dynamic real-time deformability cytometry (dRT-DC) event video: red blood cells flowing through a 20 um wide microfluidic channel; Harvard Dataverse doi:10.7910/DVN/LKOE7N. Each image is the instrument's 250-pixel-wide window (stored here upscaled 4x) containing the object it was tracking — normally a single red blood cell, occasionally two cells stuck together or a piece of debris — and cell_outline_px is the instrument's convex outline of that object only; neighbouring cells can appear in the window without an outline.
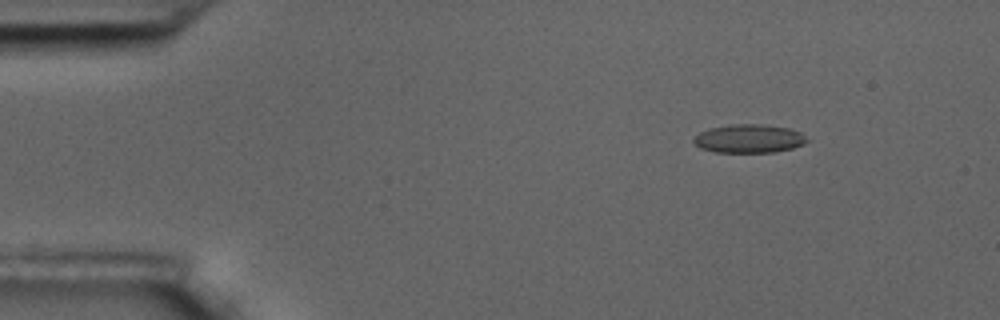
{"species": "common noctule bat (a hibernating species)", "species_latin": "Nyctalus noctula", "temperature_condition": "room temperature", "stored_images_in_passage": 58, "camera_frame_rate_fps": 3000, "um_per_image_px": 0.085, "animal": {"sex": "male", "body_mass_g": 17.5, "forearm_length_mm": 52.3}, "frame": {"image": 1, "passage_image": 8, "time_ms": 2.333, "image_size_px": [1000, 320], "cell_outline_px": [[808, 140], [804, 144], [792, 148], [772, 152], [716, 152], [700, 148], [692, 140], [700, 132], [708, 128], [728, 124], [760, 124], [792, 128], [800, 132]], "centroid_in_image_um": [63.66, 11.77], "position_along_channel_um": 21.3, "area_um2": 18.84}}
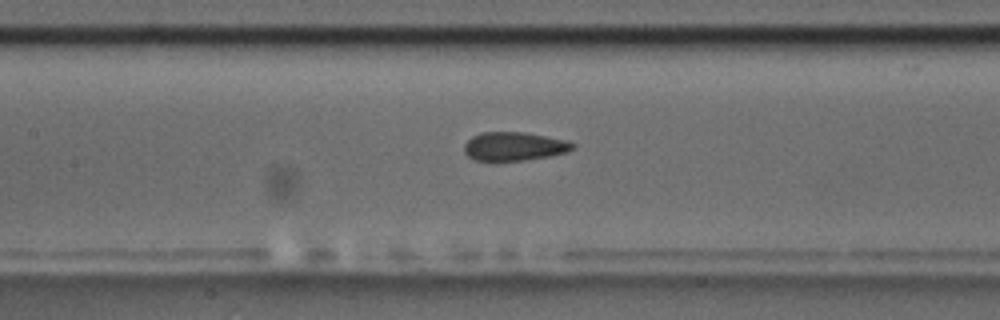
{"frame": {"image": 2, "passage_image": 27, "time_ms": 8.667, "image_size_px": [1000, 320], "cell_outline_px": [[576, 148], [564, 152], [548, 156], [524, 160], [492, 164], [476, 160], [468, 156], [464, 152], [464, 144], [472, 136], [480, 132], [524, 132], [568, 140], [576, 144]], "centroid_in_image_um": [43.66, 12.47], "position_along_channel_um": 163.7, "area_um2": 18.73}}
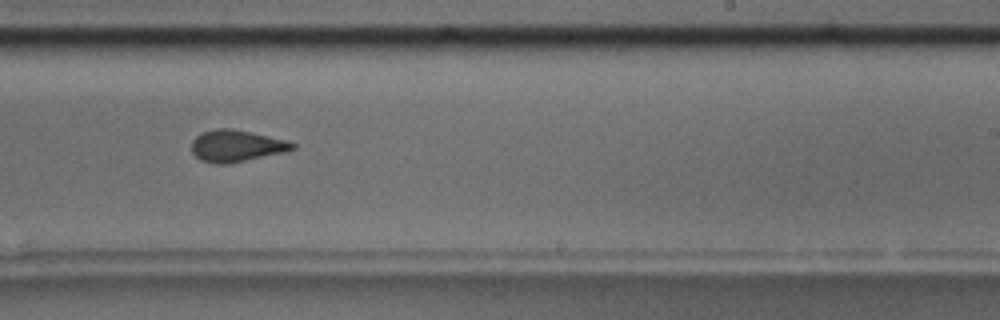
{"frame": {"image": 3, "passage_image": 36, "time_ms": 11.667, "image_size_px": [1000, 320], "cell_outline_px": [[296, 148], [288, 152], [228, 164], [216, 164], [200, 160], [192, 152], [192, 140], [200, 132], [216, 128], [232, 128], [252, 132], [284, 140], [296, 144]], "centroid_in_image_um": [20.09, 12.4], "position_along_channel_um": 268.9, "area_um2": 18.9}, "authors_computed_cell_mechanics": {"area_um2": 18.7272, "velocity_mm_per_s": 3.5208, "shape_relaxation_time_tau1_ms": null, "shape_relaxation_time_tau2_ms": 1.8234, "deformation_change_tau1": null, "deformation_change_tau2": 0.0621}}